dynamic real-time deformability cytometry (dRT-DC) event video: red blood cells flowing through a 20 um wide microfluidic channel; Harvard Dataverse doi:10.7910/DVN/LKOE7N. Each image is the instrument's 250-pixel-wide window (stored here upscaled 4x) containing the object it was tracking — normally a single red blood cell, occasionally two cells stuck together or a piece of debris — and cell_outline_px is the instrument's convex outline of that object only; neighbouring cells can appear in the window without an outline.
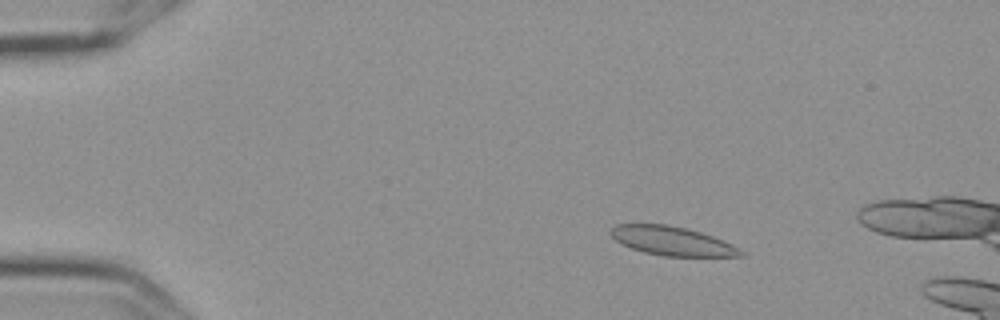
{"species": "Egyptian fruit bat (a non-hibernating species)", "species_latin": "Rousettus aegyptiacus", "temperature_condition": "cold", "stored_images_in_passage": 20, "camera_frame_rate_fps": 3000, "um_per_image_px": 0.085, "frame": {"image": 1, "passage_image": 11, "time_ms": 3.333, "image_size_px": [1000, 320], "cell_outline_px": [[744, 256], [664, 256], [644, 252], [632, 248], [616, 240], [612, 236], [612, 228], [616, 224], [668, 224], [700, 232], [724, 240], [732, 244], [744, 252]], "centroid_in_image_um": [57.16, 20.48], "position_along_channel_um": 27.8, "area_um2": 21.62}}
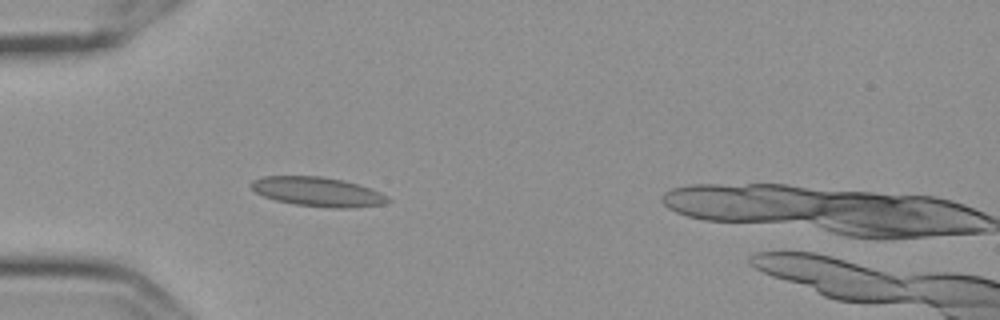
{"frame": {"image": 2, "passage_image": 19, "time_ms": 6.0, "image_size_px": [1000, 320], "cell_outline_px": [[392, 200], [384, 204], [348, 208], [332, 208], [296, 204], [276, 200], [264, 196], [256, 192], [248, 184], [252, 180], [264, 176], [320, 176], [344, 180], [380, 192], [388, 196]], "centroid_in_image_um": [27.0, 16.29], "position_along_channel_um": 58.0, "area_um2": 23.24}}